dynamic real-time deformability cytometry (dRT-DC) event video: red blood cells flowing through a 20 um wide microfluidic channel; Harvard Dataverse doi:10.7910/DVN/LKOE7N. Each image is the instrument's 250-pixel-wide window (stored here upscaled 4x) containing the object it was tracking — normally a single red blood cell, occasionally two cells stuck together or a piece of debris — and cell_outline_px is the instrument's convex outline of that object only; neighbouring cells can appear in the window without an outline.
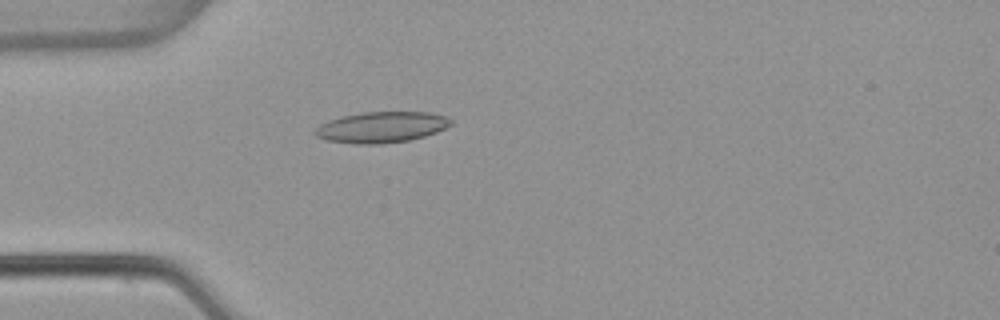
{"species": "common noctule bat (a hibernating species)", "species_latin": "Nyctalus noctula", "temperature_condition": "warm", "stored_images_in_passage": 4, "camera_frame_rate_fps": 3000, "um_per_image_px": 0.085, "animal": {"sex": "female", "body_mass_g": 22.7, "forearm_length_mm": 54.2}, "frame": {"image": 1, "passage_image": 4, "time_ms": 1.0, "image_size_px": [1000, 320], "cell_outline_px": [[452, 124], [436, 132], [424, 136], [408, 140], [380, 144], [356, 144], [324, 140], [316, 136], [312, 132], [320, 124], [328, 120], [360, 112], [428, 112], [444, 116], [452, 120]], "centroid_in_image_um": [32.38, 10.81], "position_along_channel_um": 52.6, "area_um2": 24.45}}